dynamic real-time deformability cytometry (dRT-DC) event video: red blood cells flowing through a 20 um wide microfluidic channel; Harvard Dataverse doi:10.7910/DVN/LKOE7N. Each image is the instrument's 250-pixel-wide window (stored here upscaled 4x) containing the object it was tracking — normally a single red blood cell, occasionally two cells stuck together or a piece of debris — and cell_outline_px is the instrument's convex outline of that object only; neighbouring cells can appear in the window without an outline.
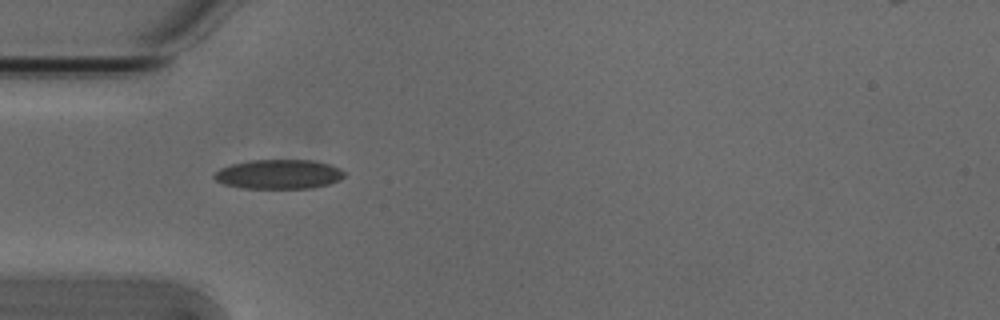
{"species": "Egyptian fruit bat (a non-hibernating species)", "species_latin": "Rousettus aegyptiacus", "temperature_condition": "cold", "stored_images_in_passage": 7, "camera_frame_rate_fps": 3000, "um_per_image_px": 0.085, "animal": {"sex": "male"}, "frame": {"image": 1, "passage_image": 5, "time_ms": 1.333, "image_size_px": [1000, 320], "cell_outline_px": [[344, 176], [340, 180], [328, 184], [312, 188], [244, 188], [224, 184], [216, 180], [212, 176], [220, 168], [232, 164], [252, 160], [312, 160], [328, 164], [340, 168], [344, 172]], "centroid_in_image_um": [23.7, 14.81], "position_along_channel_um": 61.3, "area_um2": 22.2}}
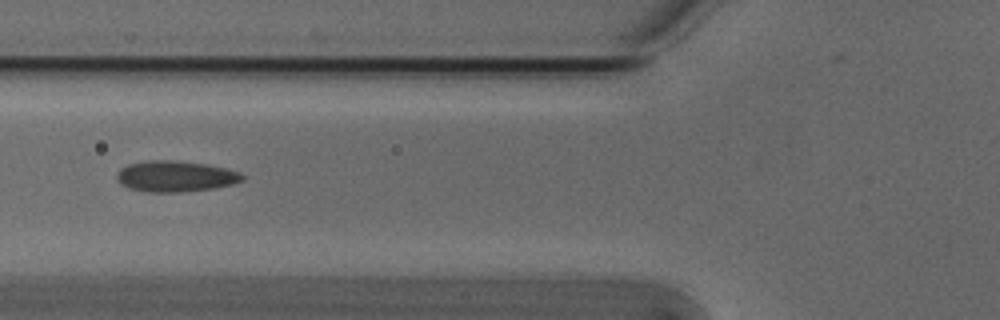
{"frame": {"image": 2, "passage_image": 6, "time_ms": 1.667, "image_size_px": [1000, 320], "cell_outline_px": [[244, 180], [232, 184], [216, 188], [180, 192], [148, 192], [128, 188], [120, 184], [116, 180], [116, 176], [128, 164], [152, 160], [172, 160], [208, 164], [240, 172], [244, 176]], "centroid_in_image_um": [14.94, 14.99], "position_along_channel_um": 110.9, "area_um2": 22.6}}